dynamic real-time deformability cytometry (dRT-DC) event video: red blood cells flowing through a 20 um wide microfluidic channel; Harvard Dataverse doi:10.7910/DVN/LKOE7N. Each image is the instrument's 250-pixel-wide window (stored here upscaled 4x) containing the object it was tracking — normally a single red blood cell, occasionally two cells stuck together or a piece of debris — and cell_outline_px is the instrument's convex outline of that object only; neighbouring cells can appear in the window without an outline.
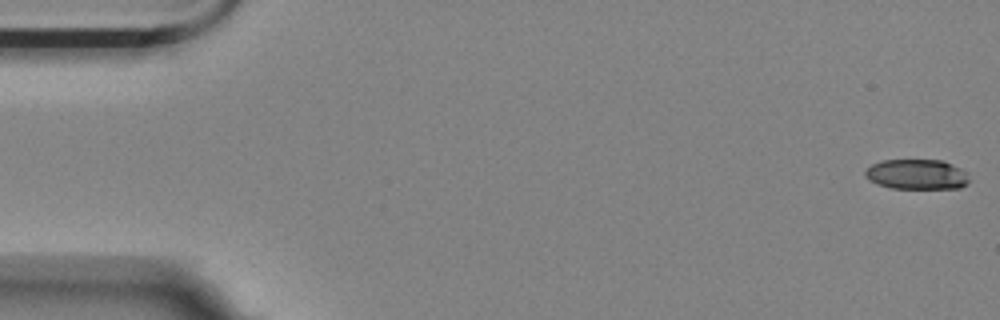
{"species": "Egyptian fruit bat (a non-hibernating species)", "species_latin": "Rousettus aegyptiacus", "temperature_condition": "room temperature", "stored_images_in_passage": 16, "camera_frame_rate_fps": 3000, "um_per_image_px": 0.085, "animal": {"sex": "female"}, "frame": {"image": 1, "passage_image": 1, "time_ms": 0.0, "image_size_px": [1000, 320], "cell_outline_px": [[968, 184], [960, 188], [892, 188], [868, 180], [864, 176], [864, 172], [872, 164], [880, 160], [944, 160], [960, 168], [964, 172], [968, 180]], "centroid_in_image_um": [77.9, 14.81], "position_along_channel_um": 7.1, "area_um2": 18.15}}
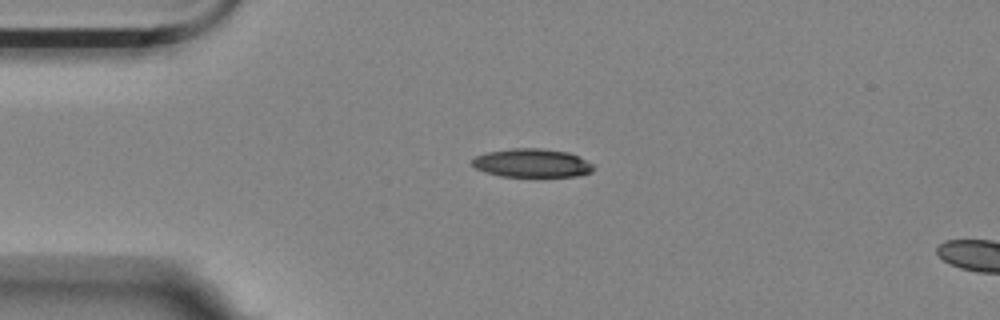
{"frame": {"image": 2, "passage_image": 13, "time_ms": 4.0, "image_size_px": [1000, 320], "cell_outline_px": [[596, 168], [592, 172], [576, 176], [500, 176], [484, 172], [476, 168], [472, 164], [472, 160], [476, 156], [488, 152], [512, 148], [540, 148], [568, 152], [592, 164]], "centroid_in_image_um": [45.21, 13.86], "position_along_channel_um": 39.8, "area_um2": 20.0}}